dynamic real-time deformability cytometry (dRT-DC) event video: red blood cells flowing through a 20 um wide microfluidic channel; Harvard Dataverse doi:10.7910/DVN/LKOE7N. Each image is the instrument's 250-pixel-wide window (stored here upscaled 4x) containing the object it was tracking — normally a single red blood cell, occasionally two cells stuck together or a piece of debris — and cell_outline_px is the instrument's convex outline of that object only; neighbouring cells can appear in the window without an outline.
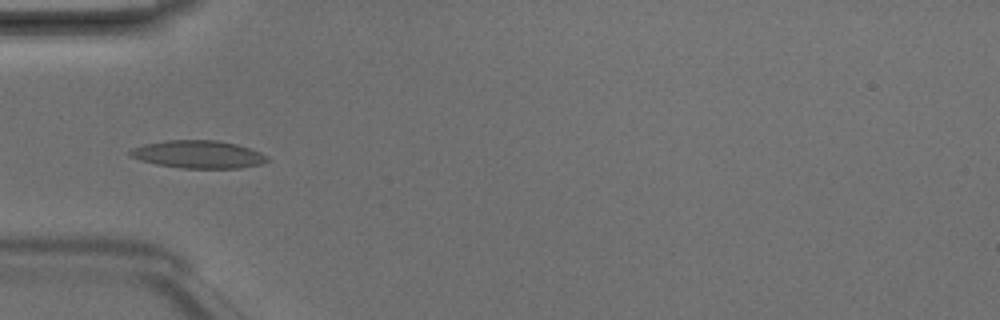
{"species": "Egyptian fruit bat (a non-hibernating species)", "species_latin": "Rousettus aegyptiacus", "temperature_condition": "room temperature", "stored_images_in_passage": 5, "camera_frame_rate_fps": 3000, "um_per_image_px": 0.085, "animal": {"sex": "male"}, "frame": {"image": 1, "passage_image": 5, "time_ms": 1.333, "image_size_px": [1000, 320], "cell_outline_px": [[268, 160], [260, 164], [240, 168], [180, 168], [156, 164], [140, 160], [132, 156], [128, 152], [132, 148], [144, 144], [168, 140], [216, 140], [236, 144], [260, 152], [268, 156]], "centroid_in_image_um": [16.85, 13.12], "position_along_channel_um": 68.2, "area_um2": 22.02}}